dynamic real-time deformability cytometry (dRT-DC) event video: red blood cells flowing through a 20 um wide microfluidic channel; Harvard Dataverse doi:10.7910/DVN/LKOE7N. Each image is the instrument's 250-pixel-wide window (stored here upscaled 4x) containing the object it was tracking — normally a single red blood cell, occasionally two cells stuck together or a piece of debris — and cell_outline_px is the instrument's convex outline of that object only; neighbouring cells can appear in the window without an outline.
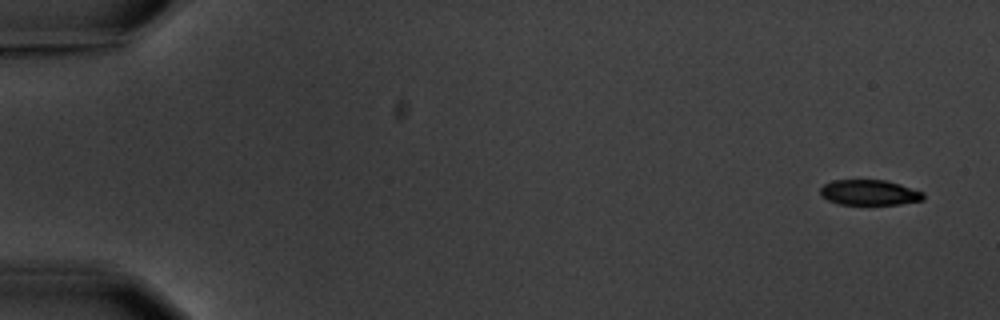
{"species": "common noctule bat (a hibernating species)", "species_latin": "Nyctalus noctula", "temperature_condition": "warm", "stored_images_in_passage": 16, "segment_of_instrument_passage": [1, 2], "camera_frame_rate_fps": 3000, "um_per_image_px": 0.085, "animal": {"sex": "male", "body_mass_g": 20.1, "forearm_length_mm": 53.5}, "frame": {"image": 1, "passage_image": 1, "time_ms": 0.0, "image_size_px": [1000, 320], "cell_outline_px": [[924, 200], [900, 204], [840, 204], [828, 200], [820, 196], [820, 188], [824, 184], [832, 180], [888, 180], [924, 192]], "centroid_in_image_um": [73.9, 16.36], "position_along_channel_um": 11.1, "area_um2": 15.32}}
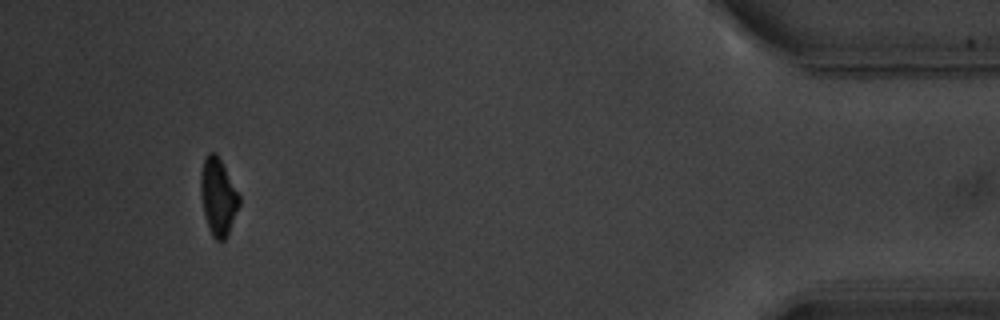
{"frame": {"image": 2, "passage_image": 14, "time_ms": 17.0, "image_size_px": [1000, 320], "cell_outline_px": [[240, 204], [228, 236], [224, 240], [216, 240], [212, 236], [208, 228], [200, 196], [200, 172], [204, 156], [208, 152], [216, 152], [240, 196]], "centroid_in_image_um": [18.52, 16.72], "position_along_channel_um": 416.7, "area_um2": 17.51}}